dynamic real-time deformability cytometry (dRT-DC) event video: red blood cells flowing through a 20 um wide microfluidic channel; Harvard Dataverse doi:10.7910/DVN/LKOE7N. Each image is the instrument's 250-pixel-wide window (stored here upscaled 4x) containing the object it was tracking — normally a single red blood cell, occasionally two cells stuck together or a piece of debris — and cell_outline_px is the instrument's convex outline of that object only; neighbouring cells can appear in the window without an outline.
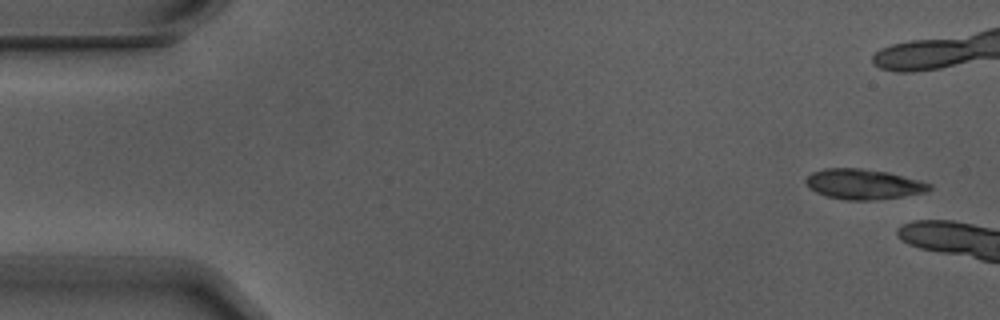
{"species": "Egyptian fruit bat (a non-hibernating species)", "species_latin": "Rousettus aegyptiacus", "temperature_condition": "warm", "stored_images_in_passage": 5, "camera_frame_rate_fps": 3000, "um_per_image_px": 0.085, "animal": {"sex": "male"}, "frame": {"image": 1, "passage_image": 1, "time_ms": 0.0, "image_size_px": [1000, 320], "cell_outline_px": [[932, 188], [924, 192], [900, 196], [872, 200], [848, 200], [828, 196], [816, 192], [808, 188], [804, 180], [812, 172], [824, 168], [860, 168], [888, 172], [932, 184]], "centroid_in_image_um": [73.34, 15.64], "position_along_channel_um": 11.7, "area_um2": 21.5}}